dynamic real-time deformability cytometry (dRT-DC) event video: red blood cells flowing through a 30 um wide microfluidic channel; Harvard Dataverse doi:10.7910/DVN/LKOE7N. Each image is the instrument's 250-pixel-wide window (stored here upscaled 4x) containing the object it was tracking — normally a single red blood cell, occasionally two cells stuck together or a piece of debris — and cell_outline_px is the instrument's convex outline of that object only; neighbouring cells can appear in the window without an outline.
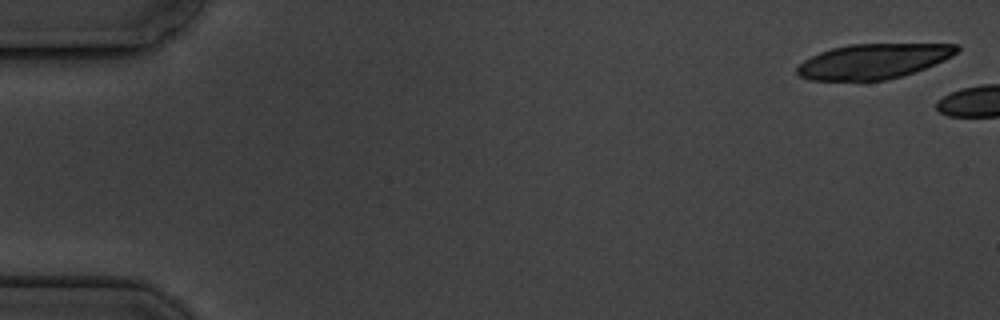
{"species": "common noctule bat (a hibernating species)", "species_latin": "Nyctalus noctula", "temperature_condition": "cold", "stored_images_in_passage": 4, "camera_frame_rate_fps": 3000, "um_per_image_px": 0.085, "animal": {"sex": "male", "body_mass_g": 19.5, "forearm_length_mm": 54.6}, "frame": {"image": 1, "passage_image": 1, "time_ms": 0.0, "image_size_px": [1000, 320], "cell_outline_px": [[960, 48], [952, 56], [944, 60], [924, 68], [888, 80], [808, 80], [800, 76], [796, 72], [796, 68], [804, 60], [820, 52], [832, 48], [848, 44], [960, 44]], "centroid_in_image_um": [74.22, 5.2], "position_along_channel_um": 10.8, "area_um2": 32.31}}